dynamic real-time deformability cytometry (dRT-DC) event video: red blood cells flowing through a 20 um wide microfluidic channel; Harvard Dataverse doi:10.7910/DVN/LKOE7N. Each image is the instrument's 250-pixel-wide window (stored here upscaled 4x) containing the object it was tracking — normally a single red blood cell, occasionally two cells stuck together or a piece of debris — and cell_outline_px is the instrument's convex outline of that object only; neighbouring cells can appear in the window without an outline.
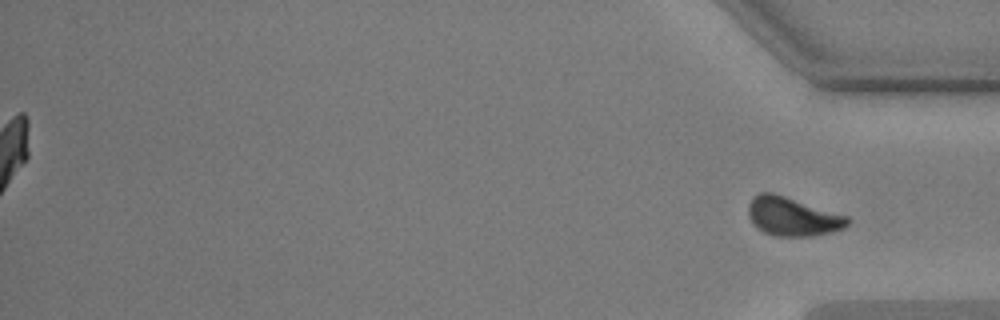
{"species": "common noctule bat (a hibernating species)", "species_latin": "Nyctalus noctula", "temperature_condition": "warm", "stored_images_in_passage": 56, "segment_of_instrument_passage": [2, 2], "camera_frame_rate_fps": 3000, "um_per_image_px": 0.085, "animal": {"sex": "male", "body_mass_g": 17.9, "forearm_length_mm": 54.2}, "frame": {"image": 1, "passage_image": 56, "time_ms": 18.333, "image_size_px": [1000, 320], "cell_outline_px": [[852, 220], [844, 228], [832, 232], [812, 236], [772, 236], [756, 228], [752, 224], [748, 216], [748, 204], [752, 196], [760, 192], [772, 192], [848, 216]], "centroid_in_image_um": [67.34, 18.41], "position_along_channel_um": 367.9, "area_um2": 22.66}}